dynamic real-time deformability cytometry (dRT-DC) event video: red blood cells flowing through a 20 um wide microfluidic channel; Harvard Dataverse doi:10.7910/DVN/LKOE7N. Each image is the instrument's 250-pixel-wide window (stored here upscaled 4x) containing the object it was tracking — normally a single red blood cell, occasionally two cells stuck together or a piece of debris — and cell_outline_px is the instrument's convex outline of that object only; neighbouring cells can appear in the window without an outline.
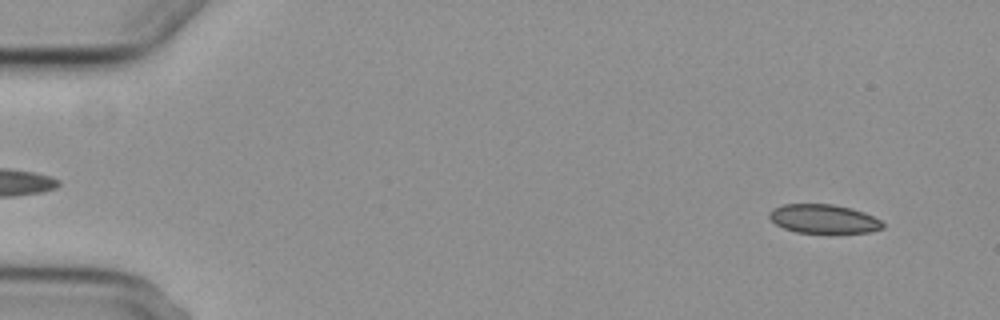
{"species": "common noctule bat (a hibernating species)", "species_latin": "Nyctalus noctula", "temperature_condition": "cold", "stored_images_in_passage": 4, "segment_of_instrument_passage": [2, 2], "camera_frame_rate_fps": 3000, "um_per_image_px": 0.085, "animal": {"sex": "female", "body_mass_g": 29.2, "forearm_length_mm": 56.3}, "frame": {"image": 1, "passage_image": 4, "time_ms": 5.333, "image_size_px": [1000, 320], "cell_outline_px": [[884, 228], [868, 232], [796, 232], [784, 228], [776, 224], [768, 216], [768, 212], [772, 208], [784, 204], [832, 204], [852, 208], [864, 212], [880, 220], [884, 224]], "centroid_in_image_um": [69.99, 18.59], "position_along_channel_um": 15.0, "area_um2": 18.96}}